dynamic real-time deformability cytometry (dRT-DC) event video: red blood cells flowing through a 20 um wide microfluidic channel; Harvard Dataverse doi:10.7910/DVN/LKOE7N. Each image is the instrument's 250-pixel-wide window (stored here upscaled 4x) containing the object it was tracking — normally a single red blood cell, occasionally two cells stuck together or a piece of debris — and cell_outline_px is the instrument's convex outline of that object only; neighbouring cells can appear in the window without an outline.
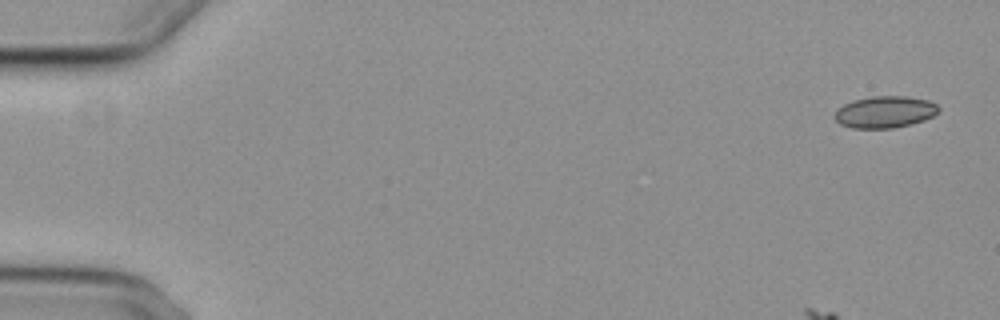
{"species": "common noctule bat (a hibernating species)", "species_latin": "Nyctalus noctula", "temperature_condition": "cold", "stored_images_in_passage": 6, "camera_frame_rate_fps": 3000, "um_per_image_px": 0.085, "animal": {"sex": "female", "body_mass_g": 29.2, "forearm_length_mm": 56.3}, "frame": {"image": 1, "passage_image": 1, "time_ms": 0.0, "image_size_px": [1000, 320], "cell_outline_px": [[940, 112], [924, 120], [912, 124], [892, 128], [852, 128], [840, 124], [832, 116], [844, 104], [852, 100], [872, 96], [904, 96], [928, 100], [936, 104], [940, 108]], "centroid_in_image_um": [75.22, 9.52], "position_along_channel_um": 9.8, "area_um2": 19.31}}